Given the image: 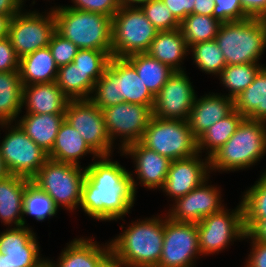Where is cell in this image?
Instances as JSON below:
<instances>
[{
	"instance_id": "15",
	"label": "cell",
	"mask_w": 266,
	"mask_h": 267,
	"mask_svg": "<svg viewBox=\"0 0 266 267\" xmlns=\"http://www.w3.org/2000/svg\"><path fill=\"white\" fill-rule=\"evenodd\" d=\"M65 120L98 156L113 155L112 144L106 131L102 110L90 99L69 100L65 109Z\"/></svg>"
},
{
	"instance_id": "6",
	"label": "cell",
	"mask_w": 266,
	"mask_h": 267,
	"mask_svg": "<svg viewBox=\"0 0 266 267\" xmlns=\"http://www.w3.org/2000/svg\"><path fill=\"white\" fill-rule=\"evenodd\" d=\"M226 65L259 63L266 49V32L260 18L222 23L215 37Z\"/></svg>"
},
{
	"instance_id": "16",
	"label": "cell",
	"mask_w": 266,
	"mask_h": 267,
	"mask_svg": "<svg viewBox=\"0 0 266 267\" xmlns=\"http://www.w3.org/2000/svg\"><path fill=\"white\" fill-rule=\"evenodd\" d=\"M34 229L9 227L0 233V267H44L46 258Z\"/></svg>"
},
{
	"instance_id": "46",
	"label": "cell",
	"mask_w": 266,
	"mask_h": 267,
	"mask_svg": "<svg viewBox=\"0 0 266 267\" xmlns=\"http://www.w3.org/2000/svg\"><path fill=\"white\" fill-rule=\"evenodd\" d=\"M195 1L196 0H162L179 22L193 13Z\"/></svg>"
},
{
	"instance_id": "19",
	"label": "cell",
	"mask_w": 266,
	"mask_h": 267,
	"mask_svg": "<svg viewBox=\"0 0 266 267\" xmlns=\"http://www.w3.org/2000/svg\"><path fill=\"white\" fill-rule=\"evenodd\" d=\"M118 153L120 156H126V158L129 156L133 160V165L135 164L134 172L133 170L130 171L135 193L138 192L137 186L139 184L153 191H160L163 188L171 163L168 157L148 149L140 142L132 143Z\"/></svg>"
},
{
	"instance_id": "36",
	"label": "cell",
	"mask_w": 266,
	"mask_h": 267,
	"mask_svg": "<svg viewBox=\"0 0 266 267\" xmlns=\"http://www.w3.org/2000/svg\"><path fill=\"white\" fill-rule=\"evenodd\" d=\"M221 24L213 16L192 13L180 22V30L190 47L193 44L215 40Z\"/></svg>"
},
{
	"instance_id": "8",
	"label": "cell",
	"mask_w": 266,
	"mask_h": 267,
	"mask_svg": "<svg viewBox=\"0 0 266 267\" xmlns=\"http://www.w3.org/2000/svg\"><path fill=\"white\" fill-rule=\"evenodd\" d=\"M140 143L170 160L188 158L198 153V139L191 132L187 120L152 116Z\"/></svg>"
},
{
	"instance_id": "17",
	"label": "cell",
	"mask_w": 266,
	"mask_h": 267,
	"mask_svg": "<svg viewBox=\"0 0 266 267\" xmlns=\"http://www.w3.org/2000/svg\"><path fill=\"white\" fill-rule=\"evenodd\" d=\"M187 71H174L154 97L152 114L160 119L188 120L197 96Z\"/></svg>"
},
{
	"instance_id": "52",
	"label": "cell",
	"mask_w": 266,
	"mask_h": 267,
	"mask_svg": "<svg viewBox=\"0 0 266 267\" xmlns=\"http://www.w3.org/2000/svg\"><path fill=\"white\" fill-rule=\"evenodd\" d=\"M149 0H117L120 7H140Z\"/></svg>"
},
{
	"instance_id": "42",
	"label": "cell",
	"mask_w": 266,
	"mask_h": 267,
	"mask_svg": "<svg viewBox=\"0 0 266 267\" xmlns=\"http://www.w3.org/2000/svg\"><path fill=\"white\" fill-rule=\"evenodd\" d=\"M73 5H63L71 9L106 15L110 18L120 9L117 0H71Z\"/></svg>"
},
{
	"instance_id": "22",
	"label": "cell",
	"mask_w": 266,
	"mask_h": 267,
	"mask_svg": "<svg viewBox=\"0 0 266 267\" xmlns=\"http://www.w3.org/2000/svg\"><path fill=\"white\" fill-rule=\"evenodd\" d=\"M225 94L209 92L199 98L196 96L187 121L197 139L234 110V99Z\"/></svg>"
},
{
	"instance_id": "32",
	"label": "cell",
	"mask_w": 266,
	"mask_h": 267,
	"mask_svg": "<svg viewBox=\"0 0 266 267\" xmlns=\"http://www.w3.org/2000/svg\"><path fill=\"white\" fill-rule=\"evenodd\" d=\"M243 119L234 109L228 116L213 124L198 138V153H205V157L209 159L233 136Z\"/></svg>"
},
{
	"instance_id": "55",
	"label": "cell",
	"mask_w": 266,
	"mask_h": 267,
	"mask_svg": "<svg viewBox=\"0 0 266 267\" xmlns=\"http://www.w3.org/2000/svg\"><path fill=\"white\" fill-rule=\"evenodd\" d=\"M107 267H117L113 262H111Z\"/></svg>"
},
{
	"instance_id": "24",
	"label": "cell",
	"mask_w": 266,
	"mask_h": 267,
	"mask_svg": "<svg viewBox=\"0 0 266 267\" xmlns=\"http://www.w3.org/2000/svg\"><path fill=\"white\" fill-rule=\"evenodd\" d=\"M174 71H185L184 59L189 57V47L180 28L159 31L146 52Z\"/></svg>"
},
{
	"instance_id": "38",
	"label": "cell",
	"mask_w": 266,
	"mask_h": 267,
	"mask_svg": "<svg viewBox=\"0 0 266 267\" xmlns=\"http://www.w3.org/2000/svg\"><path fill=\"white\" fill-rule=\"evenodd\" d=\"M255 183L240 196L244 221H262L266 219V169L261 172Z\"/></svg>"
},
{
	"instance_id": "27",
	"label": "cell",
	"mask_w": 266,
	"mask_h": 267,
	"mask_svg": "<svg viewBox=\"0 0 266 267\" xmlns=\"http://www.w3.org/2000/svg\"><path fill=\"white\" fill-rule=\"evenodd\" d=\"M64 120L65 114H24L15 122L31 140L49 153Z\"/></svg>"
},
{
	"instance_id": "11",
	"label": "cell",
	"mask_w": 266,
	"mask_h": 267,
	"mask_svg": "<svg viewBox=\"0 0 266 267\" xmlns=\"http://www.w3.org/2000/svg\"><path fill=\"white\" fill-rule=\"evenodd\" d=\"M235 209L224 207L220 212L203 218L197 225L198 245L201 255L209 256L228 249L234 241H243L246 230L244 226L241 202ZM231 210V211H230Z\"/></svg>"
},
{
	"instance_id": "34",
	"label": "cell",
	"mask_w": 266,
	"mask_h": 267,
	"mask_svg": "<svg viewBox=\"0 0 266 267\" xmlns=\"http://www.w3.org/2000/svg\"><path fill=\"white\" fill-rule=\"evenodd\" d=\"M58 211L59 208L47 193L31 181L26 185L23 198L22 226L29 227L25 219L26 216H33L37 222H43L47 218L50 220L51 217H56Z\"/></svg>"
},
{
	"instance_id": "28",
	"label": "cell",
	"mask_w": 266,
	"mask_h": 267,
	"mask_svg": "<svg viewBox=\"0 0 266 267\" xmlns=\"http://www.w3.org/2000/svg\"><path fill=\"white\" fill-rule=\"evenodd\" d=\"M58 69L49 47L26 55L19 62L23 86L56 81Z\"/></svg>"
},
{
	"instance_id": "25",
	"label": "cell",
	"mask_w": 266,
	"mask_h": 267,
	"mask_svg": "<svg viewBox=\"0 0 266 267\" xmlns=\"http://www.w3.org/2000/svg\"><path fill=\"white\" fill-rule=\"evenodd\" d=\"M30 181L12 174L0 180V221L4 226H22L24 191Z\"/></svg>"
},
{
	"instance_id": "29",
	"label": "cell",
	"mask_w": 266,
	"mask_h": 267,
	"mask_svg": "<svg viewBox=\"0 0 266 267\" xmlns=\"http://www.w3.org/2000/svg\"><path fill=\"white\" fill-rule=\"evenodd\" d=\"M234 109L244 118L266 122V66L260 69L253 83L234 98Z\"/></svg>"
},
{
	"instance_id": "21",
	"label": "cell",
	"mask_w": 266,
	"mask_h": 267,
	"mask_svg": "<svg viewBox=\"0 0 266 267\" xmlns=\"http://www.w3.org/2000/svg\"><path fill=\"white\" fill-rule=\"evenodd\" d=\"M66 245L57 261L46 258L48 267H107L112 262L110 241L104 245L95 241L92 236H81Z\"/></svg>"
},
{
	"instance_id": "31",
	"label": "cell",
	"mask_w": 266,
	"mask_h": 267,
	"mask_svg": "<svg viewBox=\"0 0 266 267\" xmlns=\"http://www.w3.org/2000/svg\"><path fill=\"white\" fill-rule=\"evenodd\" d=\"M126 59L134 66L147 89L156 96L174 73L167 65L152 58L147 53L132 54Z\"/></svg>"
},
{
	"instance_id": "39",
	"label": "cell",
	"mask_w": 266,
	"mask_h": 267,
	"mask_svg": "<svg viewBox=\"0 0 266 267\" xmlns=\"http://www.w3.org/2000/svg\"><path fill=\"white\" fill-rule=\"evenodd\" d=\"M110 58L105 51L79 49L73 63L82 72H88V76L97 82L107 68Z\"/></svg>"
},
{
	"instance_id": "40",
	"label": "cell",
	"mask_w": 266,
	"mask_h": 267,
	"mask_svg": "<svg viewBox=\"0 0 266 267\" xmlns=\"http://www.w3.org/2000/svg\"><path fill=\"white\" fill-rule=\"evenodd\" d=\"M146 18L159 31L180 28V22L174 17L162 0H149L140 6Z\"/></svg>"
},
{
	"instance_id": "37",
	"label": "cell",
	"mask_w": 266,
	"mask_h": 267,
	"mask_svg": "<svg viewBox=\"0 0 266 267\" xmlns=\"http://www.w3.org/2000/svg\"><path fill=\"white\" fill-rule=\"evenodd\" d=\"M189 55L196 68L211 76L218 77L226 67L223 52L215 40L193 44L189 47Z\"/></svg>"
},
{
	"instance_id": "3",
	"label": "cell",
	"mask_w": 266,
	"mask_h": 267,
	"mask_svg": "<svg viewBox=\"0 0 266 267\" xmlns=\"http://www.w3.org/2000/svg\"><path fill=\"white\" fill-rule=\"evenodd\" d=\"M154 97L126 58L112 56L90 100L102 110L122 102L153 107Z\"/></svg>"
},
{
	"instance_id": "48",
	"label": "cell",
	"mask_w": 266,
	"mask_h": 267,
	"mask_svg": "<svg viewBox=\"0 0 266 267\" xmlns=\"http://www.w3.org/2000/svg\"><path fill=\"white\" fill-rule=\"evenodd\" d=\"M246 233L253 239L266 243V219L262 221H244Z\"/></svg>"
},
{
	"instance_id": "43",
	"label": "cell",
	"mask_w": 266,
	"mask_h": 267,
	"mask_svg": "<svg viewBox=\"0 0 266 267\" xmlns=\"http://www.w3.org/2000/svg\"><path fill=\"white\" fill-rule=\"evenodd\" d=\"M213 17L221 23L241 21L249 18L242 9L239 0H213Z\"/></svg>"
},
{
	"instance_id": "2",
	"label": "cell",
	"mask_w": 266,
	"mask_h": 267,
	"mask_svg": "<svg viewBox=\"0 0 266 267\" xmlns=\"http://www.w3.org/2000/svg\"><path fill=\"white\" fill-rule=\"evenodd\" d=\"M129 224L127 228L121 224L122 232L110 240L112 262L117 267H156L163 247L164 216L153 215Z\"/></svg>"
},
{
	"instance_id": "9",
	"label": "cell",
	"mask_w": 266,
	"mask_h": 267,
	"mask_svg": "<svg viewBox=\"0 0 266 267\" xmlns=\"http://www.w3.org/2000/svg\"><path fill=\"white\" fill-rule=\"evenodd\" d=\"M158 32L140 7H120L112 18V56L146 53Z\"/></svg>"
},
{
	"instance_id": "30",
	"label": "cell",
	"mask_w": 266,
	"mask_h": 267,
	"mask_svg": "<svg viewBox=\"0 0 266 267\" xmlns=\"http://www.w3.org/2000/svg\"><path fill=\"white\" fill-rule=\"evenodd\" d=\"M23 84L19 71L0 72V123L15 122L22 114Z\"/></svg>"
},
{
	"instance_id": "53",
	"label": "cell",
	"mask_w": 266,
	"mask_h": 267,
	"mask_svg": "<svg viewBox=\"0 0 266 267\" xmlns=\"http://www.w3.org/2000/svg\"><path fill=\"white\" fill-rule=\"evenodd\" d=\"M9 175H10V172L8 171V169H7L6 165H5V162H4L3 158H2V155L0 153V180L8 177Z\"/></svg>"
},
{
	"instance_id": "51",
	"label": "cell",
	"mask_w": 266,
	"mask_h": 267,
	"mask_svg": "<svg viewBox=\"0 0 266 267\" xmlns=\"http://www.w3.org/2000/svg\"><path fill=\"white\" fill-rule=\"evenodd\" d=\"M12 16L0 14V39L9 36V28Z\"/></svg>"
},
{
	"instance_id": "5",
	"label": "cell",
	"mask_w": 266,
	"mask_h": 267,
	"mask_svg": "<svg viewBox=\"0 0 266 267\" xmlns=\"http://www.w3.org/2000/svg\"><path fill=\"white\" fill-rule=\"evenodd\" d=\"M56 20V31L78 49L105 51L112 57V18L93 12L64 7H50Z\"/></svg>"
},
{
	"instance_id": "44",
	"label": "cell",
	"mask_w": 266,
	"mask_h": 267,
	"mask_svg": "<svg viewBox=\"0 0 266 267\" xmlns=\"http://www.w3.org/2000/svg\"><path fill=\"white\" fill-rule=\"evenodd\" d=\"M19 62L9 37L0 39V72L19 71Z\"/></svg>"
},
{
	"instance_id": "33",
	"label": "cell",
	"mask_w": 266,
	"mask_h": 267,
	"mask_svg": "<svg viewBox=\"0 0 266 267\" xmlns=\"http://www.w3.org/2000/svg\"><path fill=\"white\" fill-rule=\"evenodd\" d=\"M95 83L88 72H82L73 62L58 69L56 84L69 100L90 99Z\"/></svg>"
},
{
	"instance_id": "14",
	"label": "cell",
	"mask_w": 266,
	"mask_h": 267,
	"mask_svg": "<svg viewBox=\"0 0 266 267\" xmlns=\"http://www.w3.org/2000/svg\"><path fill=\"white\" fill-rule=\"evenodd\" d=\"M201 255L196 223L172 221L164 215L161 259L156 267H194Z\"/></svg>"
},
{
	"instance_id": "35",
	"label": "cell",
	"mask_w": 266,
	"mask_h": 267,
	"mask_svg": "<svg viewBox=\"0 0 266 267\" xmlns=\"http://www.w3.org/2000/svg\"><path fill=\"white\" fill-rule=\"evenodd\" d=\"M265 64L247 63L238 65H226L220 75L217 77L220 84L228 92L227 97L236 98L248 86L253 83V80L260 69Z\"/></svg>"
},
{
	"instance_id": "12",
	"label": "cell",
	"mask_w": 266,
	"mask_h": 267,
	"mask_svg": "<svg viewBox=\"0 0 266 267\" xmlns=\"http://www.w3.org/2000/svg\"><path fill=\"white\" fill-rule=\"evenodd\" d=\"M48 11L22 9L12 17L9 39L19 59L48 47L51 36L56 31V20L51 8ZM26 10V11H25Z\"/></svg>"
},
{
	"instance_id": "4",
	"label": "cell",
	"mask_w": 266,
	"mask_h": 267,
	"mask_svg": "<svg viewBox=\"0 0 266 267\" xmlns=\"http://www.w3.org/2000/svg\"><path fill=\"white\" fill-rule=\"evenodd\" d=\"M266 155V122L244 118L233 136L210 158V172L248 170Z\"/></svg>"
},
{
	"instance_id": "7",
	"label": "cell",
	"mask_w": 266,
	"mask_h": 267,
	"mask_svg": "<svg viewBox=\"0 0 266 267\" xmlns=\"http://www.w3.org/2000/svg\"><path fill=\"white\" fill-rule=\"evenodd\" d=\"M85 167L48 159L31 182L47 193L60 209L75 212L80 206Z\"/></svg>"
},
{
	"instance_id": "23",
	"label": "cell",
	"mask_w": 266,
	"mask_h": 267,
	"mask_svg": "<svg viewBox=\"0 0 266 267\" xmlns=\"http://www.w3.org/2000/svg\"><path fill=\"white\" fill-rule=\"evenodd\" d=\"M68 102L56 81L23 86L25 114H65Z\"/></svg>"
},
{
	"instance_id": "13",
	"label": "cell",
	"mask_w": 266,
	"mask_h": 267,
	"mask_svg": "<svg viewBox=\"0 0 266 267\" xmlns=\"http://www.w3.org/2000/svg\"><path fill=\"white\" fill-rule=\"evenodd\" d=\"M102 114L108 136L120 152L128 145L140 142L153 116L152 107L127 102L104 108Z\"/></svg>"
},
{
	"instance_id": "20",
	"label": "cell",
	"mask_w": 266,
	"mask_h": 267,
	"mask_svg": "<svg viewBox=\"0 0 266 267\" xmlns=\"http://www.w3.org/2000/svg\"><path fill=\"white\" fill-rule=\"evenodd\" d=\"M200 153L191 157L171 160L168 175L161 189L174 202L210 178L209 159Z\"/></svg>"
},
{
	"instance_id": "18",
	"label": "cell",
	"mask_w": 266,
	"mask_h": 267,
	"mask_svg": "<svg viewBox=\"0 0 266 267\" xmlns=\"http://www.w3.org/2000/svg\"><path fill=\"white\" fill-rule=\"evenodd\" d=\"M209 178L187 195L177 198L166 212L176 222L199 223L203 218L220 212L224 207L220 187L209 184Z\"/></svg>"
},
{
	"instance_id": "47",
	"label": "cell",
	"mask_w": 266,
	"mask_h": 267,
	"mask_svg": "<svg viewBox=\"0 0 266 267\" xmlns=\"http://www.w3.org/2000/svg\"><path fill=\"white\" fill-rule=\"evenodd\" d=\"M249 18H260L266 12V0H239Z\"/></svg>"
},
{
	"instance_id": "49",
	"label": "cell",
	"mask_w": 266,
	"mask_h": 267,
	"mask_svg": "<svg viewBox=\"0 0 266 267\" xmlns=\"http://www.w3.org/2000/svg\"><path fill=\"white\" fill-rule=\"evenodd\" d=\"M25 3L26 0H0V14L13 17L26 6Z\"/></svg>"
},
{
	"instance_id": "10",
	"label": "cell",
	"mask_w": 266,
	"mask_h": 267,
	"mask_svg": "<svg viewBox=\"0 0 266 267\" xmlns=\"http://www.w3.org/2000/svg\"><path fill=\"white\" fill-rule=\"evenodd\" d=\"M5 136L0 140V153L12 175L31 179L49 159L48 153L39 147L16 122L0 123ZM8 130V131H7Z\"/></svg>"
},
{
	"instance_id": "1",
	"label": "cell",
	"mask_w": 266,
	"mask_h": 267,
	"mask_svg": "<svg viewBox=\"0 0 266 267\" xmlns=\"http://www.w3.org/2000/svg\"><path fill=\"white\" fill-rule=\"evenodd\" d=\"M112 156H98L85 166L79 209L100 222L123 221L137 198L130 171Z\"/></svg>"
},
{
	"instance_id": "45",
	"label": "cell",
	"mask_w": 266,
	"mask_h": 267,
	"mask_svg": "<svg viewBox=\"0 0 266 267\" xmlns=\"http://www.w3.org/2000/svg\"><path fill=\"white\" fill-rule=\"evenodd\" d=\"M244 240L251 241L250 253L244 262V267H266V243L253 239L248 233L245 234Z\"/></svg>"
},
{
	"instance_id": "41",
	"label": "cell",
	"mask_w": 266,
	"mask_h": 267,
	"mask_svg": "<svg viewBox=\"0 0 266 267\" xmlns=\"http://www.w3.org/2000/svg\"><path fill=\"white\" fill-rule=\"evenodd\" d=\"M48 47L58 68L72 63L79 50L76 45L65 39L57 31L51 36Z\"/></svg>"
},
{
	"instance_id": "54",
	"label": "cell",
	"mask_w": 266,
	"mask_h": 267,
	"mask_svg": "<svg viewBox=\"0 0 266 267\" xmlns=\"http://www.w3.org/2000/svg\"><path fill=\"white\" fill-rule=\"evenodd\" d=\"M260 20L262 21L264 30L266 32V12L260 17Z\"/></svg>"
},
{
	"instance_id": "50",
	"label": "cell",
	"mask_w": 266,
	"mask_h": 267,
	"mask_svg": "<svg viewBox=\"0 0 266 267\" xmlns=\"http://www.w3.org/2000/svg\"><path fill=\"white\" fill-rule=\"evenodd\" d=\"M215 2L213 0H196L193 7L194 14L213 16Z\"/></svg>"
},
{
	"instance_id": "26",
	"label": "cell",
	"mask_w": 266,
	"mask_h": 267,
	"mask_svg": "<svg viewBox=\"0 0 266 267\" xmlns=\"http://www.w3.org/2000/svg\"><path fill=\"white\" fill-rule=\"evenodd\" d=\"M87 155H92L93 160L98 157L79 132L64 120L59 127L52 150L48 153V158L81 166L80 159Z\"/></svg>"
}]
</instances>
